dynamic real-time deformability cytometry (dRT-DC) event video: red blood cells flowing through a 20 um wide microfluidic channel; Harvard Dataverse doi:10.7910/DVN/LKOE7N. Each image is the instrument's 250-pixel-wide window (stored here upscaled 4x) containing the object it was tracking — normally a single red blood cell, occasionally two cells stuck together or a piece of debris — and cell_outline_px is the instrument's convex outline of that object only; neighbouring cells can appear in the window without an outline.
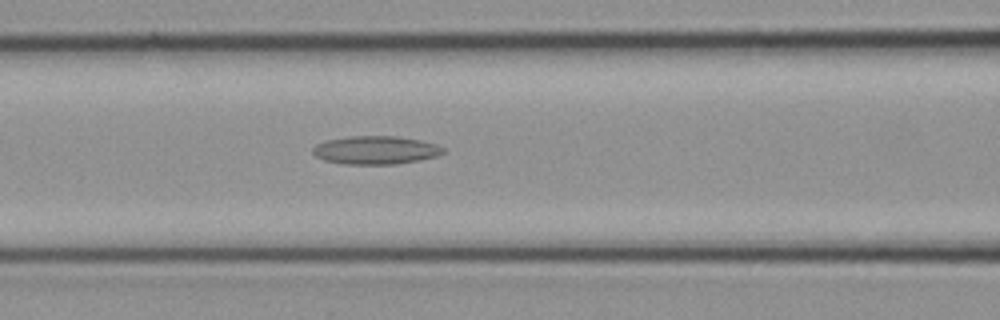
{"species": "common noctule bat (a hibernating species)", "species_latin": "Nyctalus noctula", "temperature_condition": "cold", "stored_images_in_passage": 10, "camera_frame_rate_fps": 3000, "um_per_image_px": 0.085, "animal": {"sex": "female", "body_mass_g": 21.9}, "frame": {"image": 1, "passage_image": 10, "time_ms": 3.0, "image_size_px": [1000, 320], "cell_outline_px": [[444, 152], [436, 156], [420, 160], [396, 164], [344, 164], [324, 160], [316, 156], [312, 152], [312, 148], [316, 144], [328, 140], [352, 136], [396, 136], [420, 140], [436, 144], [444, 148]], "centroid_in_image_um": [31.93, 12.76], "position_along_channel_um": 134.7, "area_um2": 21.39}}